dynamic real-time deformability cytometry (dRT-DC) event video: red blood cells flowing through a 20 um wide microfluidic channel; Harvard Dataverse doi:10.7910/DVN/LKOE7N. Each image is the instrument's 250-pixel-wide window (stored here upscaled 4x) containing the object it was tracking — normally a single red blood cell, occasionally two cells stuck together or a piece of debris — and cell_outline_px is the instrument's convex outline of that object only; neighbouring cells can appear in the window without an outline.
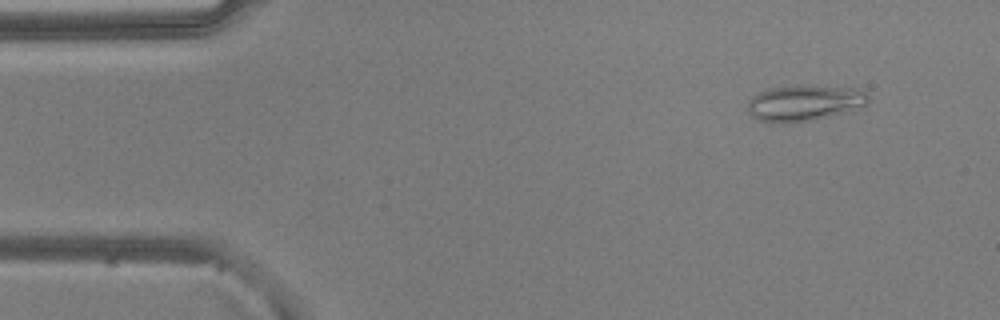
{"species": "common noctule bat (a hibernating species)", "species_latin": "Nyctalus noctula", "temperature_condition": "warm", "stored_images_in_passage": 13, "camera_frame_rate_fps": 3000, "um_per_image_px": 0.085, "animal": {"sex": "male", "body_mass_g": 20.5, "forearm_length_mm": 52.5}, "frame": {"image": 1, "passage_image": 3, "time_ms": 0.667, "image_size_px": [1000, 320], "cell_outline_px": [[868, 104], [816, 120], [760, 120], [752, 116], [748, 112], [748, 100], [752, 96], [768, 88], [796, 84], [808, 84], [856, 88], [868, 92]], "centroid_in_image_um": [68.4, 8.67], "position_along_channel_um": 16.6, "area_um2": 24.97}}